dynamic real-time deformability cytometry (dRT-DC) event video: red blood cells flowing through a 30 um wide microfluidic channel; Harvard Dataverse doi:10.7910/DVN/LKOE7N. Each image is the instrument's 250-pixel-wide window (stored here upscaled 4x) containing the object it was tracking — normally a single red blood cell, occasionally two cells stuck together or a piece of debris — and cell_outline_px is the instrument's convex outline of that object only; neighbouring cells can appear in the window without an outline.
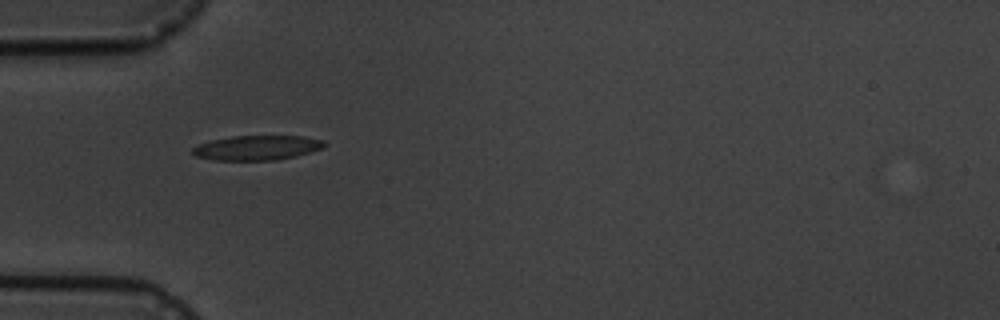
{"species": "common noctule bat (a hibernating species)", "species_latin": "Nyctalus noctula", "temperature_condition": "cold", "stored_images_in_passage": 4, "camera_frame_rate_fps": 3000, "um_per_image_px": 0.085, "animal": {"sex": "male", "body_mass_g": 19.5, "forearm_length_mm": 54.6}, "frame": {"image": 1, "passage_image": 1, "time_ms": 0.0, "image_size_px": [1000, 320], "cell_outline_px": [[328, 144], [320, 148], [296, 156], [276, 160], [212, 160], [196, 156], [192, 152], [192, 148], [200, 144], [212, 140], [232, 136], [304, 136], [324, 140]], "centroid_in_image_um": [21.85, 12.56], "position_along_channel_um": 63.1, "area_um2": 18.84}}
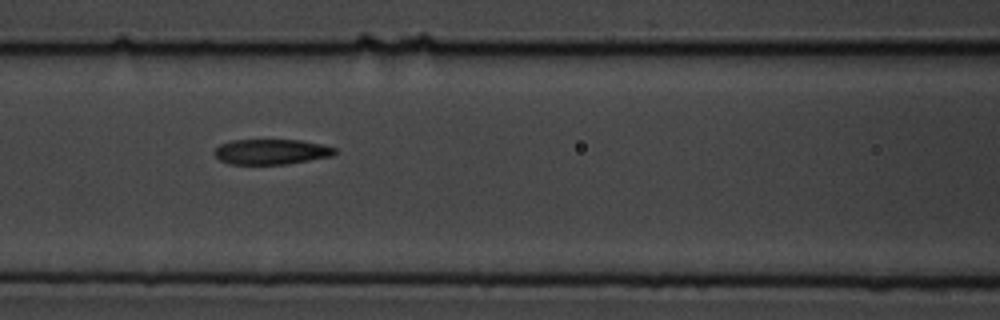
{"frame": {"image": 2, "passage_image": 3, "time_ms": 2.333, "image_size_px": [1000, 320], "cell_outline_px": [[336, 152], [332, 156], [288, 164], [228, 164], [220, 160], [212, 152], [220, 144], [232, 140], [300, 140], [320, 144], [336, 148]], "centroid_in_image_um": [23.04, 12.9], "position_along_channel_um": 143.6, "area_um2": 17.74}}
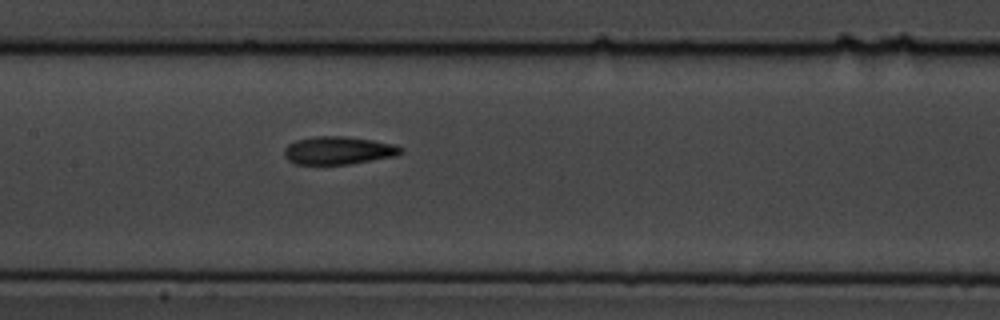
{"frame": {"image": 3, "passage_image": 4, "time_ms": 3.333, "image_size_px": [1000, 320], "cell_outline_px": [[404, 152], [396, 156], [348, 164], [296, 164], [288, 160], [284, 156], [284, 148], [288, 144], [296, 140], [316, 136], [344, 136], [372, 140], [396, 144], [404, 148]], "centroid_in_image_um": [28.78, 12.78], "position_along_channel_um": 178.6, "area_um2": 19.07}}